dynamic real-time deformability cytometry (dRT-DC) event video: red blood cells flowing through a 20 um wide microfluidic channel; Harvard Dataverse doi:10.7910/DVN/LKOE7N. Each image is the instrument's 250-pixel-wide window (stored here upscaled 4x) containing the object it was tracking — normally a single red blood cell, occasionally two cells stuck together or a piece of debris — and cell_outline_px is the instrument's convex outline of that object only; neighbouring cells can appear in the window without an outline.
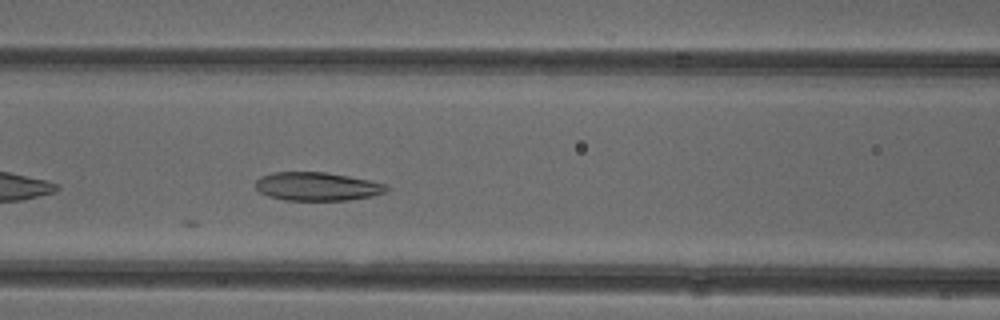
{"species": "common noctule bat (a hibernating species)", "species_latin": "Nyctalus noctula", "temperature_condition": "cold", "stored_images_in_passage": 29, "camera_frame_rate_fps": 3000, "um_per_image_px": 0.085, "animal": {"sex": "female"}, "frame": {"image": 1, "passage_image": 6, "time_ms": 1.667, "image_size_px": [1000, 320], "cell_outline_px": [[388, 188], [384, 192], [372, 196], [348, 200], [284, 200], [268, 196], [260, 192], [256, 188], [256, 180], [260, 176], [272, 172], [324, 172], [348, 176], [388, 184]], "centroid_in_image_um": [26.93, 15.84], "position_along_channel_um": 139.7, "area_um2": 21.68}}
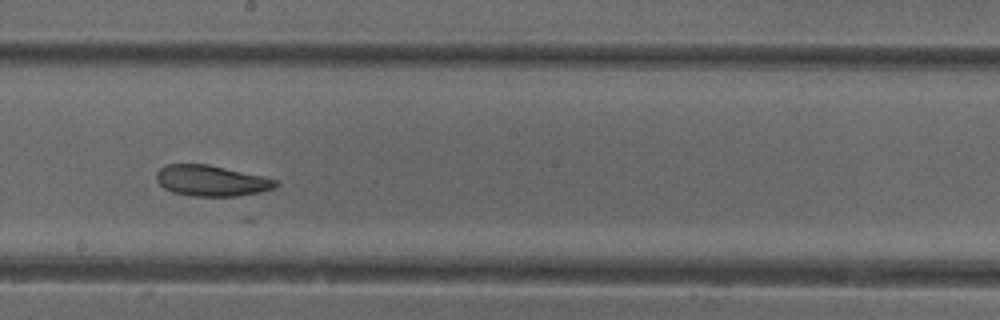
{"frame": {"image": 2, "passage_image": 13, "time_ms": 4.0, "image_size_px": [1000, 320], "cell_outline_px": [[280, 184], [276, 188], [260, 192], [236, 196], [192, 196], [172, 192], [164, 188], [156, 180], [156, 172], [160, 168], [168, 164], [208, 164], [260, 176], [276, 180]], "centroid_in_image_um": [17.95, 15.37], "position_along_channel_um": 230.3, "area_um2": 21.33}}
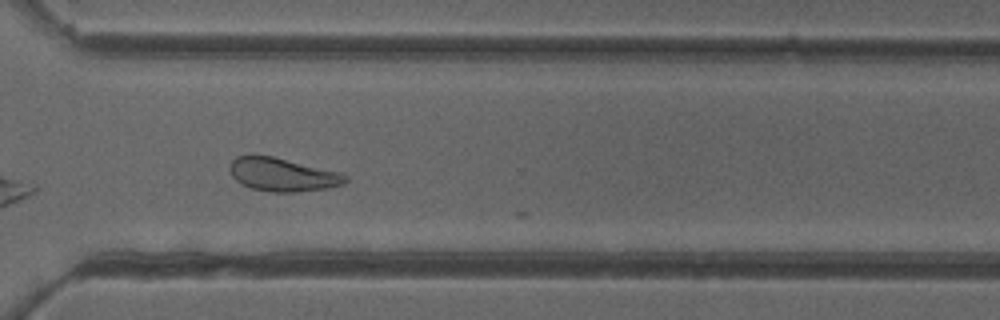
{"frame": {"image": 3, "passage_image": 22, "time_ms": 7.0, "image_size_px": [1000, 320], "cell_outline_px": [[348, 180], [344, 184], [328, 188], [296, 192], [268, 192], [252, 188], [240, 184], [232, 176], [228, 168], [228, 164], [236, 156], [272, 156], [340, 172], [348, 176]], "centroid_in_image_um": [24.01, 14.85], "position_along_channel_um": 346.6, "area_um2": 22.54}}